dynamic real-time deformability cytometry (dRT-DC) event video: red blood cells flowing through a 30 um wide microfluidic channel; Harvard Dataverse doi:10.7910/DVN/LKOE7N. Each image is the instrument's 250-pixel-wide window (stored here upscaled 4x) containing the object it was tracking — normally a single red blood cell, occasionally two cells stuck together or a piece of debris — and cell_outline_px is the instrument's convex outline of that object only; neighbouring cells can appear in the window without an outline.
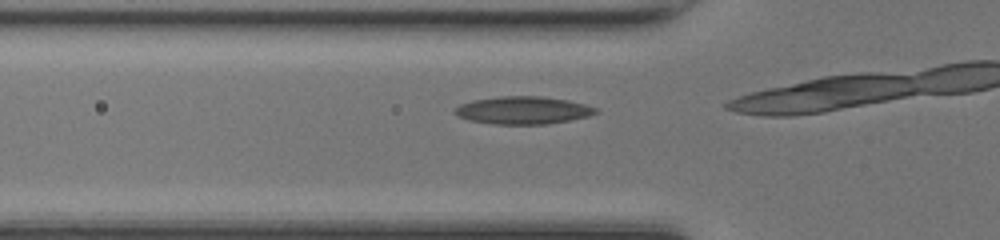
{"species": "common noctule bat (a hibernating species)", "species_latin": "Nyctalus noctula", "temperature_condition": "room temperature", "stored_images_in_passage": 14, "camera_frame_rate_fps": 3000, "um_per_image_px": 0.085, "animal": {"sex": "female", "body_mass_g": 17.0, "forearm_length_mm": 48.0}, "frame": {"image": 1, "passage_image": 9, "time_ms": 2.667, "image_size_px": [1000, 240], "cell_outline_px": [[600, 112], [588, 116], [548, 124], [492, 124], [468, 120], [456, 116], [452, 112], [460, 104], [472, 100], [500, 96], [540, 96], [568, 100], [584, 104], [596, 108]], "centroid_in_image_um": [44.42, 9.37], "position_along_channel_um": 81.4, "area_um2": 22.77}}